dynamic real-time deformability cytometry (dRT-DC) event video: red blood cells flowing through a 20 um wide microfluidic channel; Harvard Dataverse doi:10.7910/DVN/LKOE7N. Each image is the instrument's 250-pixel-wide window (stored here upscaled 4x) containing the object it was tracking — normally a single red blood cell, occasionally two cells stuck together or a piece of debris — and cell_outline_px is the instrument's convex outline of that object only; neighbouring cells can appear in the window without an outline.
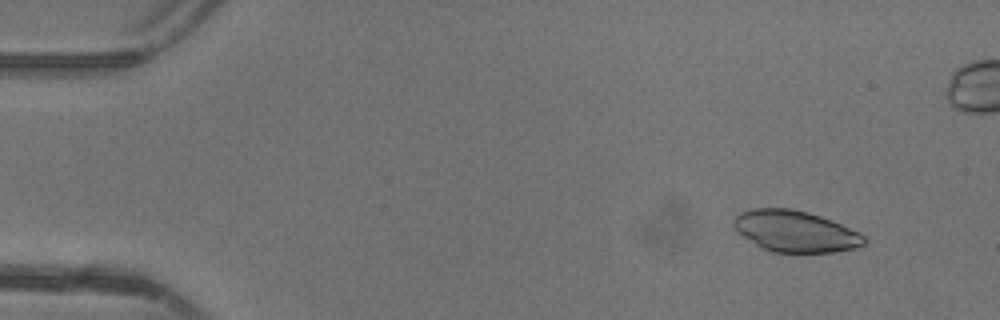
{"species": "common noctule bat (a hibernating species)", "species_latin": "Nyctalus noctula", "temperature_condition": "warm", "stored_images_in_passage": 46, "camera_frame_rate_fps": 3000, "um_per_image_px": 0.085, "animal": {"sex": "female"}, "frame": {"image": 1, "passage_image": 5, "time_ms": 1.333, "image_size_px": [1000, 320], "cell_outline_px": [[868, 240], [864, 244], [856, 248], [836, 252], [772, 252], [756, 244], [744, 236], [732, 224], [732, 220], [740, 212], [752, 208], [792, 208], [808, 212], [820, 216], [860, 232]], "centroid_in_image_um": [67.63, 19.65], "position_along_channel_um": 17.4, "area_um2": 31.27}}
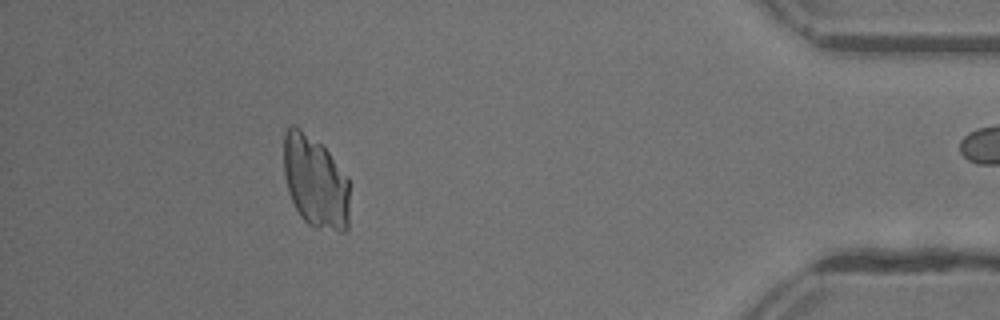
{"frame": {"image": 2, "passage_image": 43, "time_ms": 14.0, "image_size_px": [1000, 320], "cell_outline_px": [[348, 228], [344, 232], [340, 232], [312, 228], [300, 216], [288, 192], [284, 176], [284, 136], [288, 128], [292, 124], [296, 124], [320, 144], [328, 152], [348, 176]], "centroid_in_image_um": [26.8, 15.48], "position_along_channel_um": 408.4, "area_um2": 35.6}}